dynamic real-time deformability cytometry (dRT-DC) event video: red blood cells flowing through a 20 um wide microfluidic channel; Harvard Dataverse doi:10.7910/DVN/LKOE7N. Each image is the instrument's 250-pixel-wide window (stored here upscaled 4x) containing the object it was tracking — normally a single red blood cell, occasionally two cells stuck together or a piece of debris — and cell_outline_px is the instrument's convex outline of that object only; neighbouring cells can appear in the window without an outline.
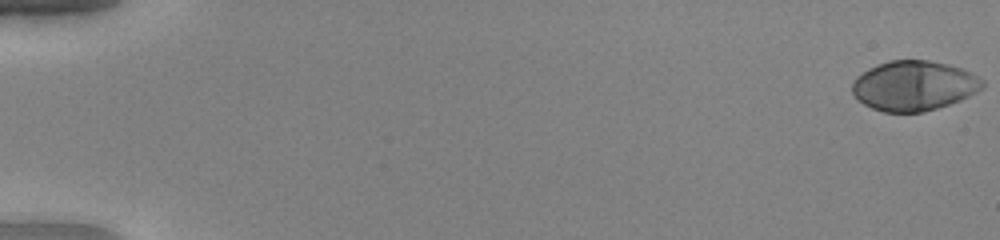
{"species": "human", "species_latin": "Homo sapiens", "temperature_condition": "warm", "stored_images_in_passage": 53, "camera_frame_rate_fps": 3000, "um_per_image_px": 0.085, "donor": {"sex": "female"}, "frame": {"image": 1, "passage_image": 1, "time_ms": 0.0, "image_size_px": [1000, 240], "cell_outline_px": [[984, 88], [960, 100], [924, 112], [884, 112], [872, 108], [864, 104], [852, 92], [852, 80], [856, 76], [868, 68], [888, 60], [928, 60], [948, 64], [960, 68], [984, 80]], "centroid_in_image_um": [77.66, 7.28], "position_along_channel_um": 7.3, "area_um2": 37.8}}
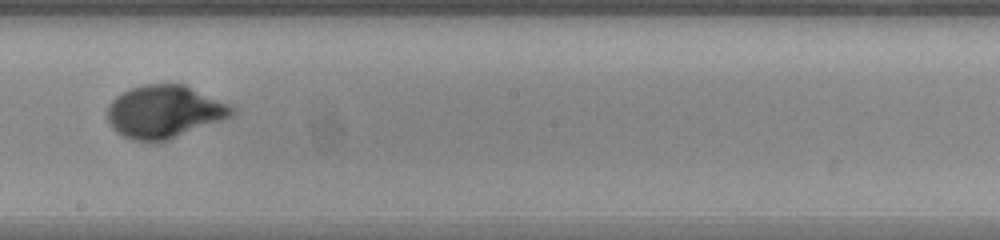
{"frame": {"image": 2, "passage_image": 32, "time_ms": 10.333, "image_size_px": [1000, 240], "cell_outline_px": [[236, 112], [232, 116], [168, 140], [156, 144], [152, 144], [132, 140], [116, 132], [112, 128], [108, 120], [108, 104], [116, 96], [132, 88], [144, 84], [184, 84], [228, 104], [236, 108]], "centroid_in_image_um": [13.95, 9.52], "position_along_channel_um": 234.3, "area_um2": 38.38}}
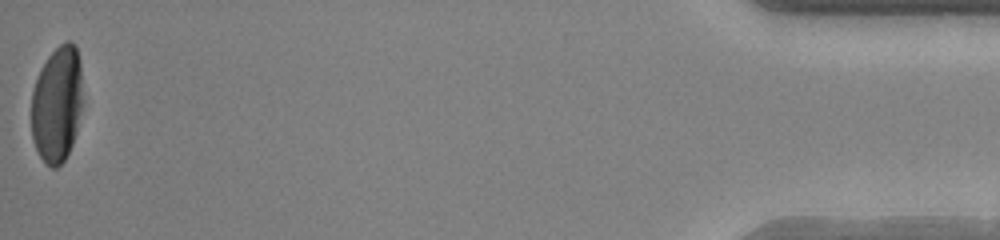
{"frame": {"image": 3, "passage_image": 53, "time_ms": 17.333, "image_size_px": [1000, 240], "cell_outline_px": [[84, 104], [76, 132], [72, 144], [64, 160], [56, 168], [52, 168], [40, 156], [32, 140], [32, 92], [40, 68], [48, 56], [64, 40], [72, 40], [76, 48], [80, 60]], "centroid_in_image_um": [4.88, 8.82], "position_along_channel_um": 430.3, "area_um2": 35.26}, "authors_computed_cell_mechanics": {"area_um2": 37.5122, "velocity_mm_per_s": 4.0278, "shape_relaxation_time_tau1_ms": 3.401, "shape_relaxation_time_tau2_ms": null, "deformation_change_tau1": 0.2471, "deformation_change_tau2": null}}